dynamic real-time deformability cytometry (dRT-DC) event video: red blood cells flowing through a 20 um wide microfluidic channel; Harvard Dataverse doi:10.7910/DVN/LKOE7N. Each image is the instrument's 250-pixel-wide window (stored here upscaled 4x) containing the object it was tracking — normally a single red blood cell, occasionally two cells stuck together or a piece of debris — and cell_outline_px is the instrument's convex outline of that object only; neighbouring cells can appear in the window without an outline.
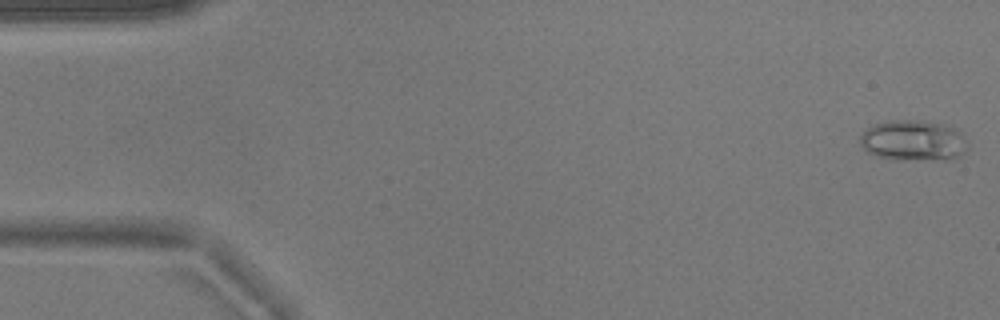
{"species": "common noctule bat (a hibernating species)", "species_latin": "Nyctalus noctula", "temperature_condition": "warm", "stored_images_in_passage": 52, "camera_frame_rate_fps": 3000, "um_per_image_px": 0.085, "animal": {"sex": "male", "body_mass_g": 17.9}, "frame": {"image": 1, "passage_image": 1, "time_ms": 0.0, "image_size_px": [1000, 320], "cell_outline_px": [[968, 148], [960, 156], [952, 160], [896, 160], [880, 156], [868, 152], [860, 144], [860, 136], [868, 128], [876, 124], [888, 120], [924, 120], [952, 124], [960, 132]], "centroid_in_image_um": [77.69, 11.94], "position_along_channel_um": 7.3, "area_um2": 25.95}}
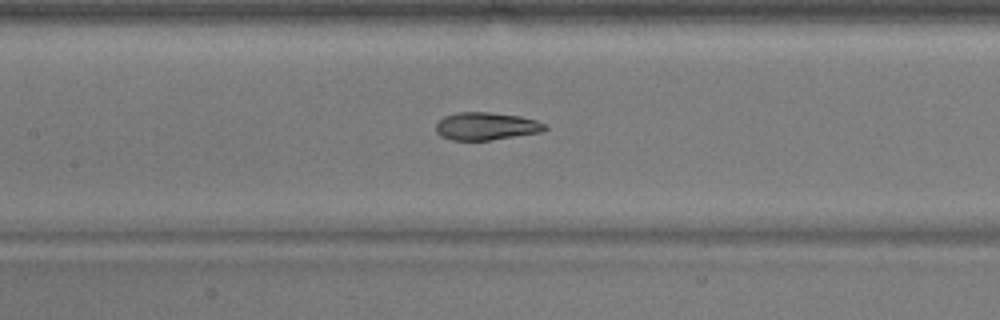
{"frame": {"image": 2, "passage_image": 24, "time_ms": 7.667, "image_size_px": [1000, 320], "cell_outline_px": [[548, 128], [544, 132], [488, 140], [452, 140], [440, 136], [436, 132], [436, 120], [444, 116], [456, 112], [488, 112], [520, 116], [536, 120], [544, 124]], "centroid_in_image_um": [41.3, 10.72], "position_along_channel_um": 166.1, "area_um2": 17.74}}
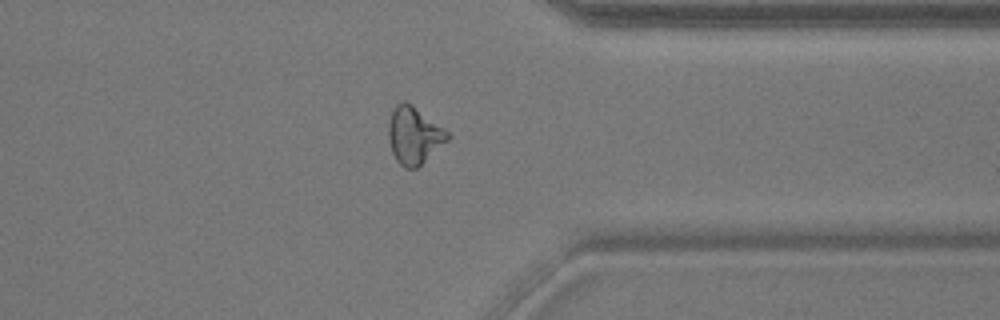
{"frame": {"image": 3, "passage_image": 41, "time_ms": 13.333, "image_size_px": [1000, 320], "cell_outline_px": [[448, 140], [416, 168], [404, 168], [396, 160], [392, 152], [388, 140], [388, 124], [392, 112], [396, 104], [404, 100], [412, 104], [444, 128], [448, 132]], "centroid_in_image_um": [35.16, 11.49], "position_along_channel_um": 376.2, "area_um2": 19.48}, "authors_computed_cell_mechanics": {"area_um2": 18.9584, "velocity_mm_per_s": 3.8151, "shape_relaxation_time_tau1_ms": 8.121, "shape_relaxation_time_tau2_ms": 1.6998, "deformation_change_tau1": 0.2355, "deformation_change_tau2": 0.0706}}